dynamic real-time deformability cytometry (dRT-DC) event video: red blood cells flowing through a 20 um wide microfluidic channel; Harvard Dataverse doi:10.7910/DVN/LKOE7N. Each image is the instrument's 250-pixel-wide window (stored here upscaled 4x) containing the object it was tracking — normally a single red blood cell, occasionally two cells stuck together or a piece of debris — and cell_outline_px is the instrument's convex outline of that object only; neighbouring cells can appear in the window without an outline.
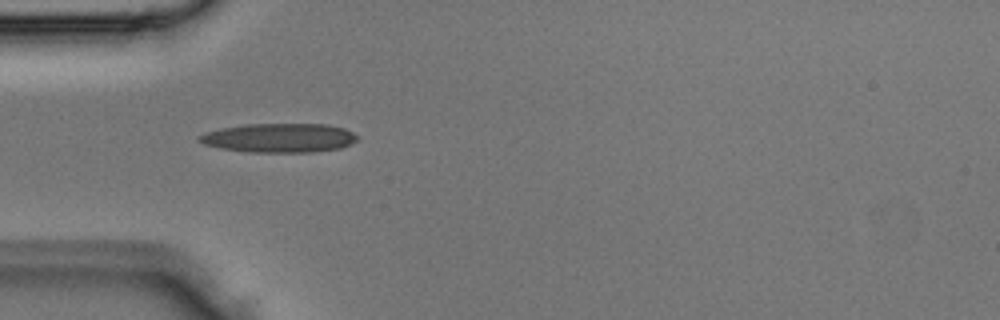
{"species": "Egyptian fruit bat (a non-hibernating species)", "species_latin": "Rousettus aegyptiacus", "temperature_condition": "room temperature", "stored_images_in_passage": 1, "camera_frame_rate_fps": 3000, "um_per_image_px": 0.085, "animal": {"sex": "male"}, "frame": {"image": 1, "passage_image": 1, "time_ms": 0.0, "image_size_px": [1000, 320], "cell_outline_px": [[360, 136], [356, 140], [340, 148], [312, 152], [248, 152], [220, 148], [204, 144], [196, 140], [196, 136], [204, 132], [220, 128], [244, 124], [328, 124], [344, 128]], "centroid_in_image_um": [23.68, 11.71], "position_along_channel_um": 61.3, "area_um2": 26.99}}